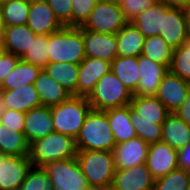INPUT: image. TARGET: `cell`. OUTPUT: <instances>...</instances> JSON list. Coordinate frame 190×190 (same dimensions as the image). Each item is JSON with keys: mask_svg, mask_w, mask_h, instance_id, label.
<instances>
[{"mask_svg": "<svg viewBox=\"0 0 190 190\" xmlns=\"http://www.w3.org/2000/svg\"><path fill=\"white\" fill-rule=\"evenodd\" d=\"M115 144L106 112L91 109L75 138L76 150L113 151Z\"/></svg>", "mask_w": 190, "mask_h": 190, "instance_id": "obj_1", "label": "cell"}, {"mask_svg": "<svg viewBox=\"0 0 190 190\" xmlns=\"http://www.w3.org/2000/svg\"><path fill=\"white\" fill-rule=\"evenodd\" d=\"M49 62L80 64L85 59L82 26H63L48 35Z\"/></svg>", "mask_w": 190, "mask_h": 190, "instance_id": "obj_2", "label": "cell"}, {"mask_svg": "<svg viewBox=\"0 0 190 190\" xmlns=\"http://www.w3.org/2000/svg\"><path fill=\"white\" fill-rule=\"evenodd\" d=\"M76 153L74 138L53 132L29 144L28 158L32 166L42 167L52 161L76 157Z\"/></svg>", "mask_w": 190, "mask_h": 190, "instance_id": "obj_3", "label": "cell"}, {"mask_svg": "<svg viewBox=\"0 0 190 190\" xmlns=\"http://www.w3.org/2000/svg\"><path fill=\"white\" fill-rule=\"evenodd\" d=\"M133 93L110 70L104 74L86 97L92 109L105 111L130 105Z\"/></svg>", "mask_w": 190, "mask_h": 190, "instance_id": "obj_4", "label": "cell"}, {"mask_svg": "<svg viewBox=\"0 0 190 190\" xmlns=\"http://www.w3.org/2000/svg\"><path fill=\"white\" fill-rule=\"evenodd\" d=\"M51 108L55 132L76 138L85 118L92 109L84 96H71L66 101Z\"/></svg>", "mask_w": 190, "mask_h": 190, "instance_id": "obj_5", "label": "cell"}, {"mask_svg": "<svg viewBox=\"0 0 190 190\" xmlns=\"http://www.w3.org/2000/svg\"><path fill=\"white\" fill-rule=\"evenodd\" d=\"M76 158L91 186H111L116 171L113 151L77 150Z\"/></svg>", "mask_w": 190, "mask_h": 190, "instance_id": "obj_6", "label": "cell"}, {"mask_svg": "<svg viewBox=\"0 0 190 190\" xmlns=\"http://www.w3.org/2000/svg\"><path fill=\"white\" fill-rule=\"evenodd\" d=\"M42 167L52 179L53 190H89L91 187L76 157L52 161Z\"/></svg>", "mask_w": 190, "mask_h": 190, "instance_id": "obj_7", "label": "cell"}, {"mask_svg": "<svg viewBox=\"0 0 190 190\" xmlns=\"http://www.w3.org/2000/svg\"><path fill=\"white\" fill-rule=\"evenodd\" d=\"M127 23L119 4L100 0L82 27L99 33L116 34Z\"/></svg>", "mask_w": 190, "mask_h": 190, "instance_id": "obj_8", "label": "cell"}, {"mask_svg": "<svg viewBox=\"0 0 190 190\" xmlns=\"http://www.w3.org/2000/svg\"><path fill=\"white\" fill-rule=\"evenodd\" d=\"M31 167L28 156L0 155V190H20Z\"/></svg>", "mask_w": 190, "mask_h": 190, "instance_id": "obj_9", "label": "cell"}, {"mask_svg": "<svg viewBox=\"0 0 190 190\" xmlns=\"http://www.w3.org/2000/svg\"><path fill=\"white\" fill-rule=\"evenodd\" d=\"M146 165L154 179L166 176L178 166V150L162 141L149 144Z\"/></svg>", "mask_w": 190, "mask_h": 190, "instance_id": "obj_10", "label": "cell"}, {"mask_svg": "<svg viewBox=\"0 0 190 190\" xmlns=\"http://www.w3.org/2000/svg\"><path fill=\"white\" fill-rule=\"evenodd\" d=\"M190 89V82L167 71L154 95L165 106L169 113H174L184 102Z\"/></svg>", "mask_w": 190, "mask_h": 190, "instance_id": "obj_11", "label": "cell"}, {"mask_svg": "<svg viewBox=\"0 0 190 190\" xmlns=\"http://www.w3.org/2000/svg\"><path fill=\"white\" fill-rule=\"evenodd\" d=\"M155 179L146 163L132 168L116 169L111 190H153Z\"/></svg>", "mask_w": 190, "mask_h": 190, "instance_id": "obj_12", "label": "cell"}, {"mask_svg": "<svg viewBox=\"0 0 190 190\" xmlns=\"http://www.w3.org/2000/svg\"><path fill=\"white\" fill-rule=\"evenodd\" d=\"M85 56L112 62L117 56L116 34L99 33L82 27Z\"/></svg>", "mask_w": 190, "mask_h": 190, "instance_id": "obj_13", "label": "cell"}, {"mask_svg": "<svg viewBox=\"0 0 190 190\" xmlns=\"http://www.w3.org/2000/svg\"><path fill=\"white\" fill-rule=\"evenodd\" d=\"M158 35L174 49L185 43L189 32L183 9L168 7L162 12V31Z\"/></svg>", "mask_w": 190, "mask_h": 190, "instance_id": "obj_14", "label": "cell"}, {"mask_svg": "<svg viewBox=\"0 0 190 190\" xmlns=\"http://www.w3.org/2000/svg\"><path fill=\"white\" fill-rule=\"evenodd\" d=\"M168 114L163 103L155 96L133 95L130 102V121H147L162 125Z\"/></svg>", "mask_w": 190, "mask_h": 190, "instance_id": "obj_15", "label": "cell"}, {"mask_svg": "<svg viewBox=\"0 0 190 190\" xmlns=\"http://www.w3.org/2000/svg\"><path fill=\"white\" fill-rule=\"evenodd\" d=\"M148 148L149 144L140 137L115 144L113 148L115 168L127 169L146 163Z\"/></svg>", "mask_w": 190, "mask_h": 190, "instance_id": "obj_16", "label": "cell"}, {"mask_svg": "<svg viewBox=\"0 0 190 190\" xmlns=\"http://www.w3.org/2000/svg\"><path fill=\"white\" fill-rule=\"evenodd\" d=\"M27 26L35 33L49 35L63 27L45 0H30Z\"/></svg>", "mask_w": 190, "mask_h": 190, "instance_id": "obj_17", "label": "cell"}, {"mask_svg": "<svg viewBox=\"0 0 190 190\" xmlns=\"http://www.w3.org/2000/svg\"><path fill=\"white\" fill-rule=\"evenodd\" d=\"M140 78L137 88L132 92L137 96H154L157 92L160 81L168 69L153 60L140 55L138 57Z\"/></svg>", "mask_w": 190, "mask_h": 190, "instance_id": "obj_18", "label": "cell"}, {"mask_svg": "<svg viewBox=\"0 0 190 190\" xmlns=\"http://www.w3.org/2000/svg\"><path fill=\"white\" fill-rule=\"evenodd\" d=\"M55 132L51 108L44 105L25 112L24 136L28 144Z\"/></svg>", "mask_w": 190, "mask_h": 190, "instance_id": "obj_19", "label": "cell"}, {"mask_svg": "<svg viewBox=\"0 0 190 190\" xmlns=\"http://www.w3.org/2000/svg\"><path fill=\"white\" fill-rule=\"evenodd\" d=\"M111 70V63L99 58L85 57L79 64L77 96L87 97L97 81Z\"/></svg>", "mask_w": 190, "mask_h": 190, "instance_id": "obj_20", "label": "cell"}, {"mask_svg": "<svg viewBox=\"0 0 190 190\" xmlns=\"http://www.w3.org/2000/svg\"><path fill=\"white\" fill-rule=\"evenodd\" d=\"M35 35L27 24L5 27L0 49L21 58L29 50Z\"/></svg>", "mask_w": 190, "mask_h": 190, "instance_id": "obj_21", "label": "cell"}, {"mask_svg": "<svg viewBox=\"0 0 190 190\" xmlns=\"http://www.w3.org/2000/svg\"><path fill=\"white\" fill-rule=\"evenodd\" d=\"M0 96L6 109H14L25 113L32 108L41 106V101L34 84H28L11 90H0Z\"/></svg>", "mask_w": 190, "mask_h": 190, "instance_id": "obj_22", "label": "cell"}, {"mask_svg": "<svg viewBox=\"0 0 190 190\" xmlns=\"http://www.w3.org/2000/svg\"><path fill=\"white\" fill-rule=\"evenodd\" d=\"M41 105L53 107L69 99L72 94L51 78L43 69L34 81Z\"/></svg>", "mask_w": 190, "mask_h": 190, "instance_id": "obj_23", "label": "cell"}, {"mask_svg": "<svg viewBox=\"0 0 190 190\" xmlns=\"http://www.w3.org/2000/svg\"><path fill=\"white\" fill-rule=\"evenodd\" d=\"M161 141L179 150L190 142V126L175 113H169L162 123Z\"/></svg>", "mask_w": 190, "mask_h": 190, "instance_id": "obj_24", "label": "cell"}, {"mask_svg": "<svg viewBox=\"0 0 190 190\" xmlns=\"http://www.w3.org/2000/svg\"><path fill=\"white\" fill-rule=\"evenodd\" d=\"M116 144L137 137L130 121V105L105 110Z\"/></svg>", "mask_w": 190, "mask_h": 190, "instance_id": "obj_25", "label": "cell"}, {"mask_svg": "<svg viewBox=\"0 0 190 190\" xmlns=\"http://www.w3.org/2000/svg\"><path fill=\"white\" fill-rule=\"evenodd\" d=\"M168 7L166 2H155L135 17L131 23L144 37L158 35L159 31H162V12H165Z\"/></svg>", "mask_w": 190, "mask_h": 190, "instance_id": "obj_26", "label": "cell"}, {"mask_svg": "<svg viewBox=\"0 0 190 190\" xmlns=\"http://www.w3.org/2000/svg\"><path fill=\"white\" fill-rule=\"evenodd\" d=\"M116 40L118 56L141 55L145 37L131 22L116 33Z\"/></svg>", "mask_w": 190, "mask_h": 190, "instance_id": "obj_27", "label": "cell"}, {"mask_svg": "<svg viewBox=\"0 0 190 190\" xmlns=\"http://www.w3.org/2000/svg\"><path fill=\"white\" fill-rule=\"evenodd\" d=\"M43 70L61 84L73 96H77L79 64L66 62H49Z\"/></svg>", "mask_w": 190, "mask_h": 190, "instance_id": "obj_28", "label": "cell"}, {"mask_svg": "<svg viewBox=\"0 0 190 190\" xmlns=\"http://www.w3.org/2000/svg\"><path fill=\"white\" fill-rule=\"evenodd\" d=\"M111 71L132 92L137 88L140 78L138 57L117 56L111 62Z\"/></svg>", "mask_w": 190, "mask_h": 190, "instance_id": "obj_29", "label": "cell"}, {"mask_svg": "<svg viewBox=\"0 0 190 190\" xmlns=\"http://www.w3.org/2000/svg\"><path fill=\"white\" fill-rule=\"evenodd\" d=\"M41 70L40 67L19 59L14 69L1 83L0 90H11L28 84H34Z\"/></svg>", "mask_w": 190, "mask_h": 190, "instance_id": "obj_30", "label": "cell"}, {"mask_svg": "<svg viewBox=\"0 0 190 190\" xmlns=\"http://www.w3.org/2000/svg\"><path fill=\"white\" fill-rule=\"evenodd\" d=\"M29 144L23 132H18L0 123V155L28 156Z\"/></svg>", "mask_w": 190, "mask_h": 190, "instance_id": "obj_31", "label": "cell"}, {"mask_svg": "<svg viewBox=\"0 0 190 190\" xmlns=\"http://www.w3.org/2000/svg\"><path fill=\"white\" fill-rule=\"evenodd\" d=\"M173 50L174 48L167 44L160 35H153L145 37L141 55L169 69Z\"/></svg>", "mask_w": 190, "mask_h": 190, "instance_id": "obj_32", "label": "cell"}, {"mask_svg": "<svg viewBox=\"0 0 190 190\" xmlns=\"http://www.w3.org/2000/svg\"><path fill=\"white\" fill-rule=\"evenodd\" d=\"M30 0H8L0 8L5 27L25 25L28 20Z\"/></svg>", "mask_w": 190, "mask_h": 190, "instance_id": "obj_33", "label": "cell"}, {"mask_svg": "<svg viewBox=\"0 0 190 190\" xmlns=\"http://www.w3.org/2000/svg\"><path fill=\"white\" fill-rule=\"evenodd\" d=\"M20 59L43 69L49 63L48 35L36 34L29 50Z\"/></svg>", "mask_w": 190, "mask_h": 190, "instance_id": "obj_34", "label": "cell"}, {"mask_svg": "<svg viewBox=\"0 0 190 190\" xmlns=\"http://www.w3.org/2000/svg\"><path fill=\"white\" fill-rule=\"evenodd\" d=\"M168 71L190 82V35L183 45L173 50Z\"/></svg>", "mask_w": 190, "mask_h": 190, "instance_id": "obj_35", "label": "cell"}, {"mask_svg": "<svg viewBox=\"0 0 190 190\" xmlns=\"http://www.w3.org/2000/svg\"><path fill=\"white\" fill-rule=\"evenodd\" d=\"M190 171L176 168L166 176L155 179L153 190H187Z\"/></svg>", "mask_w": 190, "mask_h": 190, "instance_id": "obj_36", "label": "cell"}, {"mask_svg": "<svg viewBox=\"0 0 190 190\" xmlns=\"http://www.w3.org/2000/svg\"><path fill=\"white\" fill-rule=\"evenodd\" d=\"M52 179L43 167L32 166L28 171L20 190H53Z\"/></svg>", "mask_w": 190, "mask_h": 190, "instance_id": "obj_37", "label": "cell"}, {"mask_svg": "<svg viewBox=\"0 0 190 190\" xmlns=\"http://www.w3.org/2000/svg\"><path fill=\"white\" fill-rule=\"evenodd\" d=\"M134 126L137 137L143 139L147 144L160 142L162 138V125H156L154 122L131 121Z\"/></svg>", "mask_w": 190, "mask_h": 190, "instance_id": "obj_38", "label": "cell"}, {"mask_svg": "<svg viewBox=\"0 0 190 190\" xmlns=\"http://www.w3.org/2000/svg\"><path fill=\"white\" fill-rule=\"evenodd\" d=\"M72 26H82L89 18L91 11L100 0H71Z\"/></svg>", "mask_w": 190, "mask_h": 190, "instance_id": "obj_39", "label": "cell"}, {"mask_svg": "<svg viewBox=\"0 0 190 190\" xmlns=\"http://www.w3.org/2000/svg\"><path fill=\"white\" fill-rule=\"evenodd\" d=\"M63 26H72L71 0H45Z\"/></svg>", "mask_w": 190, "mask_h": 190, "instance_id": "obj_40", "label": "cell"}, {"mask_svg": "<svg viewBox=\"0 0 190 190\" xmlns=\"http://www.w3.org/2000/svg\"><path fill=\"white\" fill-rule=\"evenodd\" d=\"M155 2V0H123L120 6L126 20L131 22L135 17L147 8L151 7Z\"/></svg>", "mask_w": 190, "mask_h": 190, "instance_id": "obj_41", "label": "cell"}, {"mask_svg": "<svg viewBox=\"0 0 190 190\" xmlns=\"http://www.w3.org/2000/svg\"><path fill=\"white\" fill-rule=\"evenodd\" d=\"M0 123L15 131L23 132L25 126V113L14 109H6L0 114Z\"/></svg>", "mask_w": 190, "mask_h": 190, "instance_id": "obj_42", "label": "cell"}, {"mask_svg": "<svg viewBox=\"0 0 190 190\" xmlns=\"http://www.w3.org/2000/svg\"><path fill=\"white\" fill-rule=\"evenodd\" d=\"M19 57L0 49V85L6 79L8 74L14 69L19 61Z\"/></svg>", "mask_w": 190, "mask_h": 190, "instance_id": "obj_43", "label": "cell"}, {"mask_svg": "<svg viewBox=\"0 0 190 190\" xmlns=\"http://www.w3.org/2000/svg\"><path fill=\"white\" fill-rule=\"evenodd\" d=\"M188 126H190V89L182 105L174 112Z\"/></svg>", "mask_w": 190, "mask_h": 190, "instance_id": "obj_44", "label": "cell"}, {"mask_svg": "<svg viewBox=\"0 0 190 190\" xmlns=\"http://www.w3.org/2000/svg\"><path fill=\"white\" fill-rule=\"evenodd\" d=\"M178 166L190 171V142L178 150Z\"/></svg>", "mask_w": 190, "mask_h": 190, "instance_id": "obj_45", "label": "cell"}, {"mask_svg": "<svg viewBox=\"0 0 190 190\" xmlns=\"http://www.w3.org/2000/svg\"><path fill=\"white\" fill-rule=\"evenodd\" d=\"M171 8L185 9L190 6V0H166Z\"/></svg>", "mask_w": 190, "mask_h": 190, "instance_id": "obj_46", "label": "cell"}, {"mask_svg": "<svg viewBox=\"0 0 190 190\" xmlns=\"http://www.w3.org/2000/svg\"><path fill=\"white\" fill-rule=\"evenodd\" d=\"M183 11H184V14H185L187 29H188V32H189V35H190V6L183 9Z\"/></svg>", "mask_w": 190, "mask_h": 190, "instance_id": "obj_47", "label": "cell"}, {"mask_svg": "<svg viewBox=\"0 0 190 190\" xmlns=\"http://www.w3.org/2000/svg\"><path fill=\"white\" fill-rule=\"evenodd\" d=\"M4 28H5V26L3 24L2 12H1V8H0V46H1V40L3 37Z\"/></svg>", "mask_w": 190, "mask_h": 190, "instance_id": "obj_48", "label": "cell"}, {"mask_svg": "<svg viewBox=\"0 0 190 190\" xmlns=\"http://www.w3.org/2000/svg\"><path fill=\"white\" fill-rule=\"evenodd\" d=\"M89 190H111V186H91Z\"/></svg>", "mask_w": 190, "mask_h": 190, "instance_id": "obj_49", "label": "cell"}, {"mask_svg": "<svg viewBox=\"0 0 190 190\" xmlns=\"http://www.w3.org/2000/svg\"><path fill=\"white\" fill-rule=\"evenodd\" d=\"M6 110V106L5 104L3 103L2 99H1V96H0V114Z\"/></svg>", "mask_w": 190, "mask_h": 190, "instance_id": "obj_50", "label": "cell"}, {"mask_svg": "<svg viewBox=\"0 0 190 190\" xmlns=\"http://www.w3.org/2000/svg\"><path fill=\"white\" fill-rule=\"evenodd\" d=\"M106 1H110L114 4H119V5H121V3L123 2V0H106Z\"/></svg>", "mask_w": 190, "mask_h": 190, "instance_id": "obj_51", "label": "cell"}, {"mask_svg": "<svg viewBox=\"0 0 190 190\" xmlns=\"http://www.w3.org/2000/svg\"><path fill=\"white\" fill-rule=\"evenodd\" d=\"M8 0H0V7L4 4V3H6Z\"/></svg>", "mask_w": 190, "mask_h": 190, "instance_id": "obj_52", "label": "cell"}, {"mask_svg": "<svg viewBox=\"0 0 190 190\" xmlns=\"http://www.w3.org/2000/svg\"><path fill=\"white\" fill-rule=\"evenodd\" d=\"M156 2H166V0H155Z\"/></svg>", "mask_w": 190, "mask_h": 190, "instance_id": "obj_53", "label": "cell"}, {"mask_svg": "<svg viewBox=\"0 0 190 190\" xmlns=\"http://www.w3.org/2000/svg\"><path fill=\"white\" fill-rule=\"evenodd\" d=\"M187 190H190V180H189V183H188V186H187Z\"/></svg>", "mask_w": 190, "mask_h": 190, "instance_id": "obj_54", "label": "cell"}]
</instances>
